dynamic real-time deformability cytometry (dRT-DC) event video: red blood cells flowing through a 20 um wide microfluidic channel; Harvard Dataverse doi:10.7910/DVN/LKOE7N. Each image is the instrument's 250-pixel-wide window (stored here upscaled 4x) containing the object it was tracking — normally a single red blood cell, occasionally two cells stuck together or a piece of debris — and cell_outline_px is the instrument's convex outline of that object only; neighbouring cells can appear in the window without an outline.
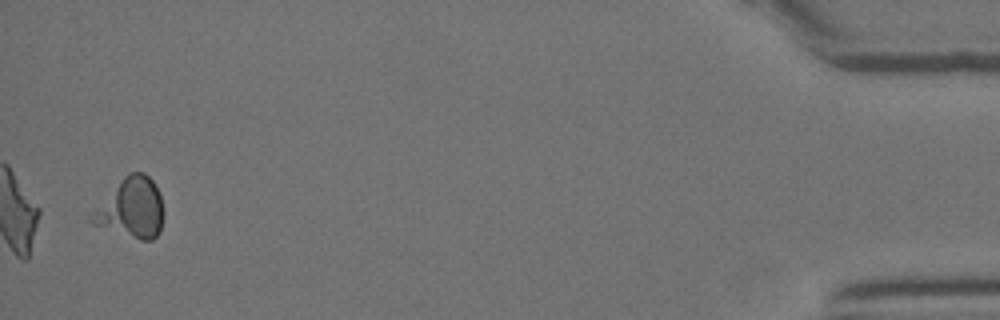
{"species": "Egyptian fruit bat (a non-hibernating species)", "species_latin": "Rousettus aegyptiacus", "temperature_condition": "room temperature", "stored_images_in_passage": 31, "camera_frame_rate_fps": 3000, "um_per_image_px": 0.085, "animal": {"sex": "female"}, "frame": {"image": 1, "passage_image": 30, "time_ms": 9.667, "image_size_px": [1000, 320], "cell_outline_px": [[160, 232], [152, 240], [140, 240], [92, 224], [88, 220], [88, 216], [120, 180], [128, 172], [144, 172], [156, 184], [160, 196]], "centroid_in_image_um": [11.11, 17.68], "position_along_channel_um": 424.1, "area_um2": 24.57}}